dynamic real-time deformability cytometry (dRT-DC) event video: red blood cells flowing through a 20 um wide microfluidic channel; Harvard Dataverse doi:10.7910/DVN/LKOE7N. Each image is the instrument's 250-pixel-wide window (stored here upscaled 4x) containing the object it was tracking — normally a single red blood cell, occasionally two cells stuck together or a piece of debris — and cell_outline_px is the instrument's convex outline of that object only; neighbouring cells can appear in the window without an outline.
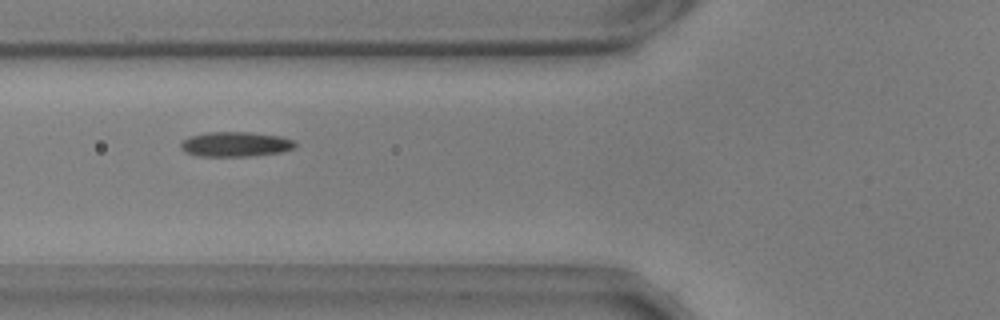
{"species": "common noctule bat (a hibernating species)", "species_latin": "Nyctalus noctula", "temperature_condition": "warm", "stored_images_in_passage": 47, "camera_frame_rate_fps": 3000, "um_per_image_px": 0.085, "animal": {"sex": "male", "body_mass_g": 17.9, "forearm_length_mm": 54.2}, "frame": {"image": 1, "passage_image": 13, "time_ms": 4.0, "image_size_px": [1000, 320], "cell_outline_px": [[296, 148], [280, 152], [248, 156], [200, 156], [184, 152], [180, 148], [180, 144], [184, 140], [192, 136], [208, 132], [248, 132], [280, 136], [292, 140], [296, 144]], "centroid_in_image_um": [20.01, 12.26], "position_along_channel_um": 105.8, "area_um2": 16.42}}
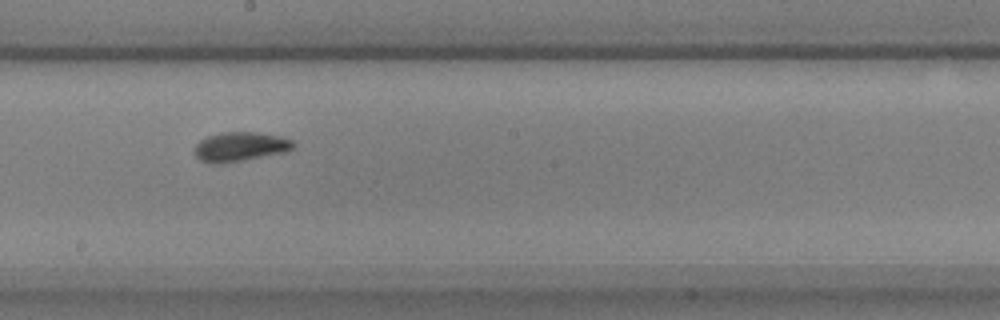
{"frame": {"image": 2, "passage_image": 23, "time_ms": 7.333, "image_size_px": [1000, 320], "cell_outline_px": [[296, 144], [288, 152], [244, 160], [220, 164], [212, 164], [200, 160], [196, 156], [196, 144], [200, 140], [208, 136], [224, 132], [256, 132], [280, 136], [292, 140]], "centroid_in_image_um": [20.45, 12.48], "position_along_channel_um": 227.8, "area_um2": 16.94}}
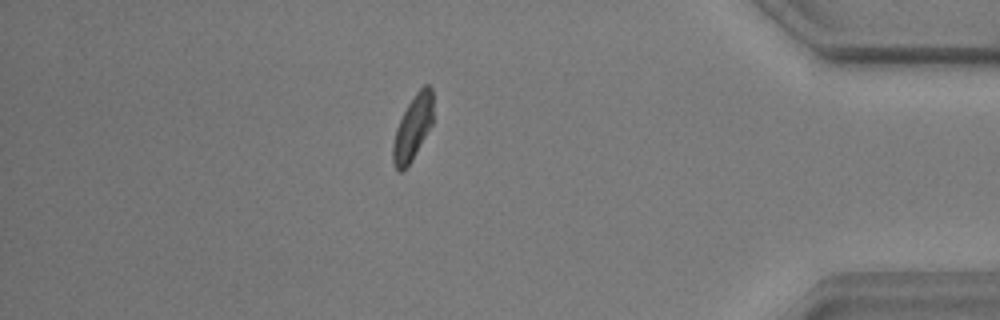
{"frame": {"image": 3, "passage_image": 40, "time_ms": 13.0, "image_size_px": [1000, 320], "cell_outline_px": [[432, 124], [412, 160], [400, 172], [396, 172], [392, 164], [392, 144], [396, 128], [408, 104], [416, 92], [424, 84], [428, 84], [432, 88]], "centroid_in_image_um": [35.06, 10.88], "position_along_channel_um": 400.1, "area_um2": 15.09}, "authors_computed_cell_mechanics": {"area_um2": 15.8372, "velocity_mm_per_s": 3.6622, "shape_relaxation_time_tau1_ms": 3.6986, "shape_relaxation_time_tau2_ms": 1.686, "deformation_change_tau1": 0.1261, "deformation_change_tau2": 0.066}}